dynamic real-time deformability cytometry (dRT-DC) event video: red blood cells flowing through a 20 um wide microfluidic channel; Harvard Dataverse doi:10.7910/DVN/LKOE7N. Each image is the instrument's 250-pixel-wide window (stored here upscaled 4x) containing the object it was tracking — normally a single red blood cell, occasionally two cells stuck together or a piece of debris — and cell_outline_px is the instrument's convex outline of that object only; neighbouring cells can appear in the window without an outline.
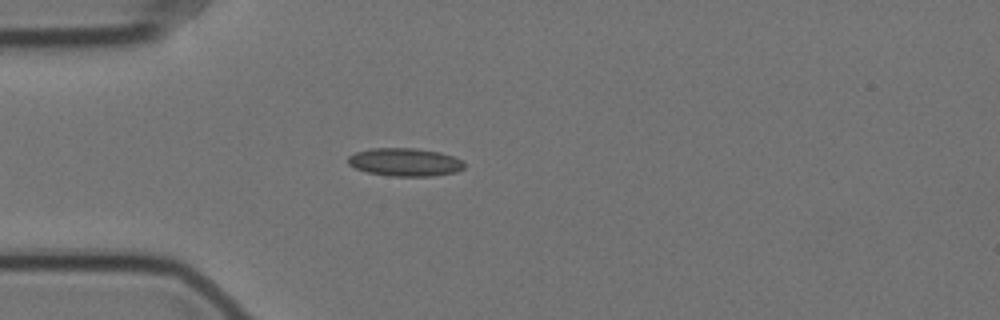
{"species": "Egyptian fruit bat (a non-hibernating species)", "species_latin": "Rousettus aegyptiacus", "temperature_condition": "cold", "stored_images_in_passage": 43, "camera_frame_rate_fps": 3000, "um_per_image_px": 0.085, "animal": {"sex": "female"}, "frame": {"image": 1, "passage_image": 1, "time_ms": 0.0, "image_size_px": [1000, 320], "cell_outline_px": [[464, 168], [456, 172], [432, 176], [392, 176], [368, 172], [356, 168], [348, 164], [348, 156], [356, 152], [372, 148], [416, 148], [440, 152], [452, 156], [460, 160], [464, 164]], "centroid_in_image_um": [34.41, 13.78], "position_along_channel_um": 50.6, "area_um2": 18.9}}
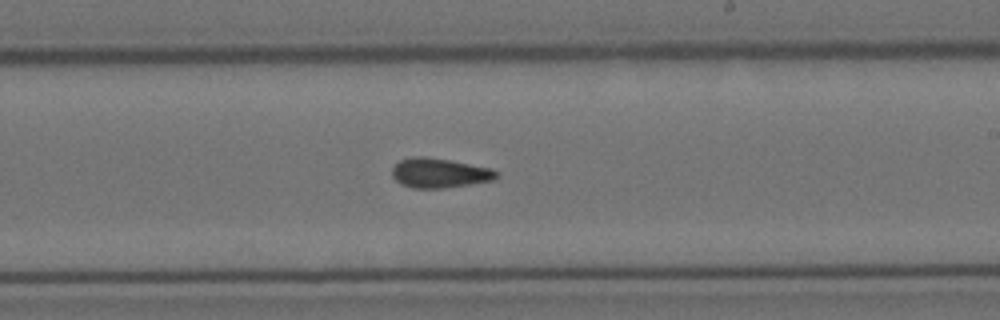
{"frame": {"image": 2, "passage_image": 19, "time_ms": 6.0, "image_size_px": [1000, 320], "cell_outline_px": [[500, 176], [492, 180], [444, 188], [412, 188], [400, 184], [392, 176], [392, 168], [400, 160], [412, 156], [424, 156], [448, 160], [492, 168], [500, 172]], "centroid_in_image_um": [37.35, 14.7], "position_along_channel_um": 251.6, "area_um2": 18.03}}
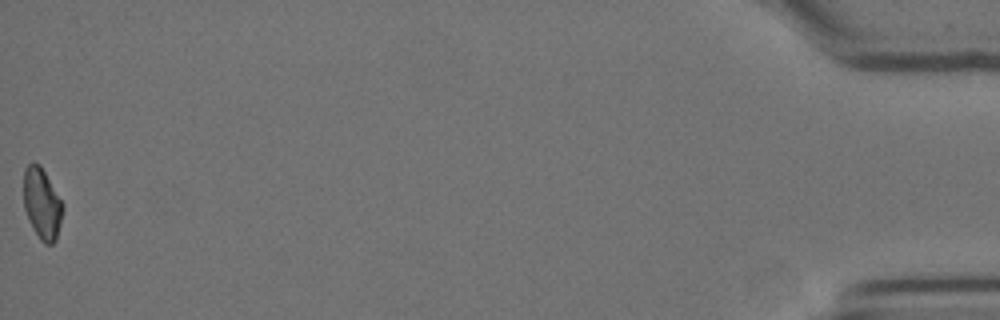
{"frame": {"image": 3, "passage_image": 43, "time_ms": 14.0, "image_size_px": [1000, 320], "cell_outline_px": [[64, 208], [56, 240], [52, 244], [44, 244], [40, 240], [24, 208], [24, 168], [32, 160], [40, 164], [60, 200]], "centroid_in_image_um": [3.56, 17.29], "position_along_channel_um": 431.6, "area_um2": 15.9}, "authors_computed_cell_mechanics": {"area_um2": 17.4556, "velocity_mm_per_s": 3.4995, "shape_relaxation_time_tau1_ms": null, "shape_relaxation_time_tau2_ms": 3.4088, "deformation_change_tau1": null, "deformation_change_tau2": 0.1039}}